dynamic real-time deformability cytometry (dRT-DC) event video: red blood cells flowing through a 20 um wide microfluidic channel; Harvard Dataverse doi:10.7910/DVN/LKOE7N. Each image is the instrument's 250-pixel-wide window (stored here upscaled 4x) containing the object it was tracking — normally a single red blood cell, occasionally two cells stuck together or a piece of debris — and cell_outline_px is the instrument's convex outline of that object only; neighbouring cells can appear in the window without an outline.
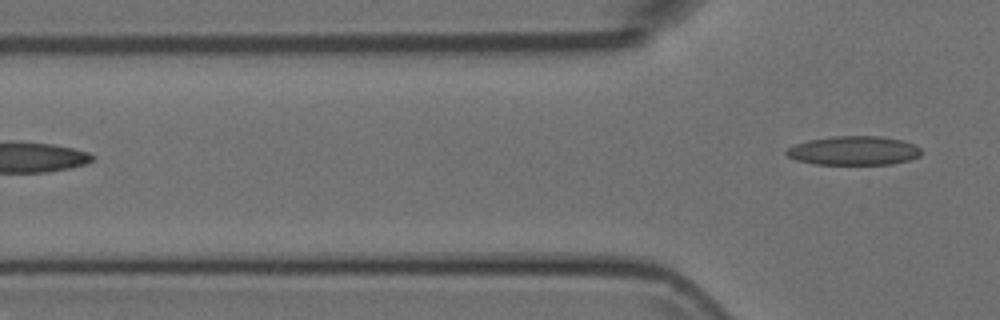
{"species": "Egyptian fruit bat (a non-hibernating species)", "species_latin": "Rousettus aegyptiacus", "temperature_condition": "room temperature", "stored_images_in_passage": 3, "segment_of_instrument_passage": [2, 2], "camera_frame_rate_fps": 3000, "um_per_image_px": 0.085, "animal": {"sex": "female"}, "frame": {"image": 1, "passage_image": 3, "time_ms": 0.667, "image_size_px": [1000, 320], "cell_outline_px": [[924, 152], [920, 156], [908, 160], [892, 164], [816, 164], [796, 160], [788, 156], [784, 152], [788, 148], [796, 144], [808, 140], [832, 136], [880, 136], [904, 140], [920, 148]], "centroid_in_image_um": [72.59, 12.8], "position_along_channel_um": 53.2, "area_um2": 22.83}}